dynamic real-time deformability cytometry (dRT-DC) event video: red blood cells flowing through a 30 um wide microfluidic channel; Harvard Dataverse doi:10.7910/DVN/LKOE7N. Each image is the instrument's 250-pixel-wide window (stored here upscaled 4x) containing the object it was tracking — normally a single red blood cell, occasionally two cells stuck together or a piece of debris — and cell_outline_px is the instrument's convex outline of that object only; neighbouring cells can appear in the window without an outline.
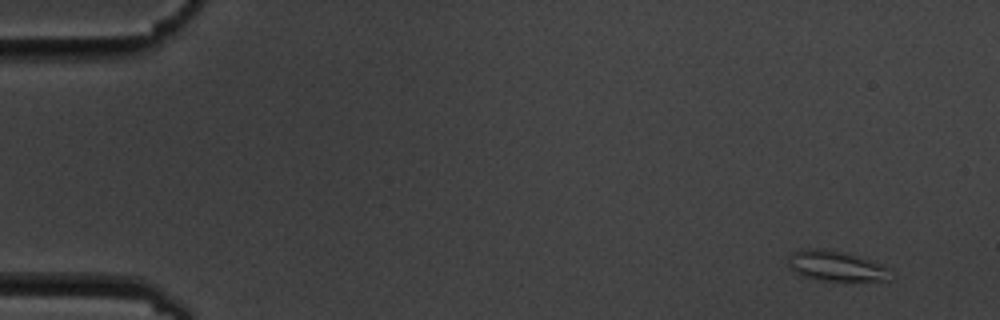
{"species": "common noctule bat (a hibernating species)", "species_latin": "Nyctalus noctula", "temperature_condition": "cold", "stored_images_in_passage": 6, "camera_frame_rate_fps": 3000, "um_per_image_px": 0.085, "animal": {"sex": "male", "body_mass_g": 19.5, "forearm_length_mm": 54.6}, "frame": {"image": 1, "passage_image": 1, "time_ms": 0.0, "image_size_px": [1000, 320], "cell_outline_px": [[892, 268], [888, 280], [824, 280], [804, 276], [796, 272], [788, 264], [788, 256], [792, 252], [804, 248], [820, 248], [844, 252], [872, 260]], "centroid_in_image_um": [71.08, 22.58], "position_along_channel_um": 13.9, "area_um2": 17.92}}
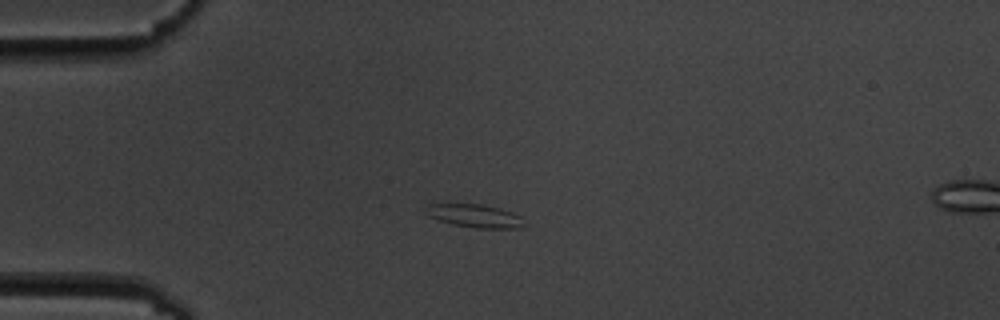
{"frame": {"image": 2, "passage_image": 4, "time_ms": 3.667, "image_size_px": [1000, 320], "cell_outline_px": [[524, 228], [476, 228], [452, 224], [428, 216], [424, 212], [428, 204], [484, 204], [500, 208], [512, 212], [520, 216], [524, 224]], "centroid_in_image_um": [40.36, 18.34], "position_along_channel_um": 44.6, "area_um2": 13.29}}
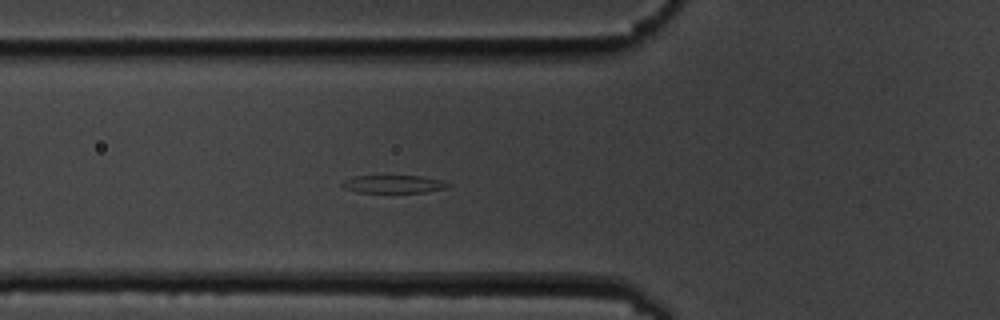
{"frame": {"image": 3, "passage_image": 6, "time_ms": 5.667, "image_size_px": [1000, 320], "cell_outline_px": [[452, 184], [448, 188], [424, 192], [356, 192], [344, 188], [340, 184], [344, 180], [352, 176], [424, 176], [440, 180]], "centroid_in_image_um": [33.45, 15.64], "position_along_channel_um": 92.3, "area_um2": 11.04}}